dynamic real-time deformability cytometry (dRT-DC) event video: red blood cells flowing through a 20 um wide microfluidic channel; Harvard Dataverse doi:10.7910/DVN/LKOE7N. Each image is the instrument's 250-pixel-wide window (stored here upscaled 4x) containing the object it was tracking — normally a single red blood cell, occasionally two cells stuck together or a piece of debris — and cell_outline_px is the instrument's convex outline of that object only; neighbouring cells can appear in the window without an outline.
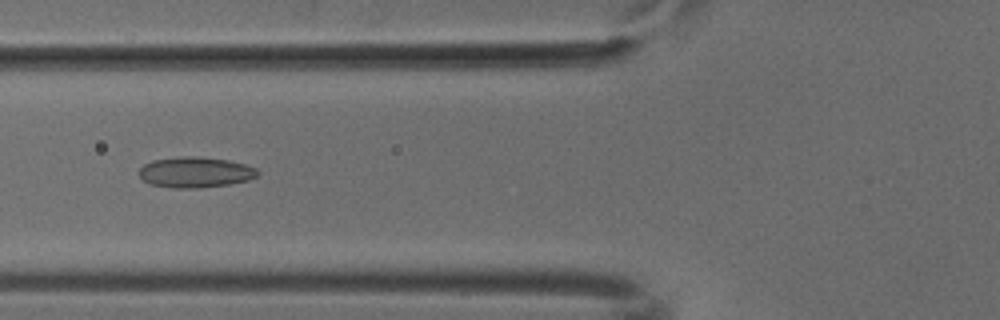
{"species": "common noctule bat (a hibernating species)", "species_latin": "Nyctalus noctula", "temperature_condition": "cold", "stored_images_in_passage": 44, "camera_frame_rate_fps": 3000, "um_per_image_px": 0.085, "animal": {"sex": "male", "body_mass_g": 18.8}, "frame": {"image": 1, "passage_image": 12, "time_ms": 3.667, "image_size_px": [1000, 320], "cell_outline_px": [[260, 172], [256, 176], [248, 180], [228, 184], [200, 188], [172, 188], [152, 184], [144, 180], [136, 172], [144, 164], [152, 160], [184, 156], [196, 156], [228, 160], [244, 164], [256, 168]], "centroid_in_image_um": [16.58, 14.64], "position_along_channel_um": 109.2, "area_um2": 21.15}}
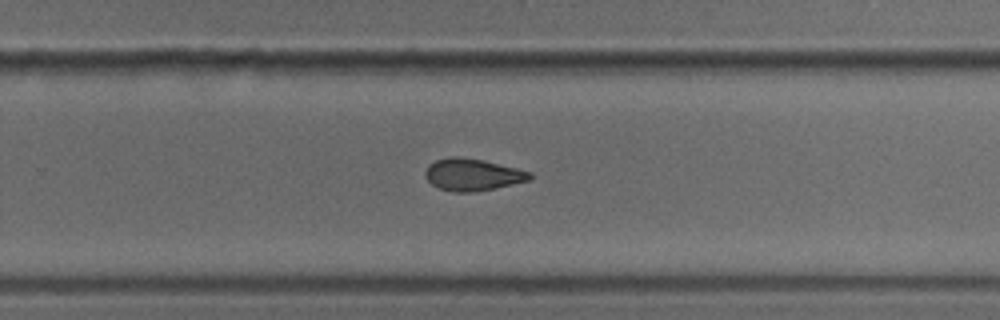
{"frame": {"image": 2, "passage_image": 26, "time_ms": 8.333, "image_size_px": [1000, 320], "cell_outline_px": [[532, 180], [472, 192], [452, 192], [440, 188], [432, 184], [424, 176], [424, 172], [428, 164], [436, 160], [448, 156], [456, 156], [484, 160], [532, 172]], "centroid_in_image_um": [40.15, 14.83], "position_along_channel_um": 289.7, "area_um2": 19.54}}
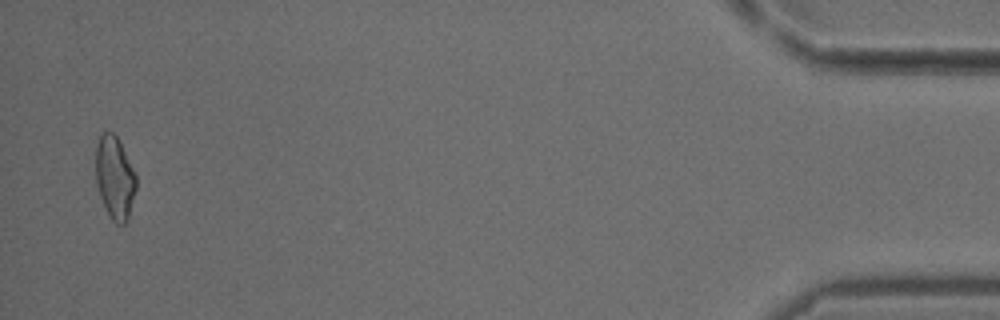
{"frame": {"image": 3, "passage_image": 43, "time_ms": 14.0, "image_size_px": [1000, 320], "cell_outline_px": [[136, 188], [128, 216], [124, 224], [116, 224], [112, 220], [100, 196], [96, 184], [96, 144], [100, 136], [104, 132], [112, 132], [116, 136], [136, 176]], "centroid_in_image_um": [9.73, 15.1], "position_along_channel_um": 425.5, "area_um2": 18.96}}